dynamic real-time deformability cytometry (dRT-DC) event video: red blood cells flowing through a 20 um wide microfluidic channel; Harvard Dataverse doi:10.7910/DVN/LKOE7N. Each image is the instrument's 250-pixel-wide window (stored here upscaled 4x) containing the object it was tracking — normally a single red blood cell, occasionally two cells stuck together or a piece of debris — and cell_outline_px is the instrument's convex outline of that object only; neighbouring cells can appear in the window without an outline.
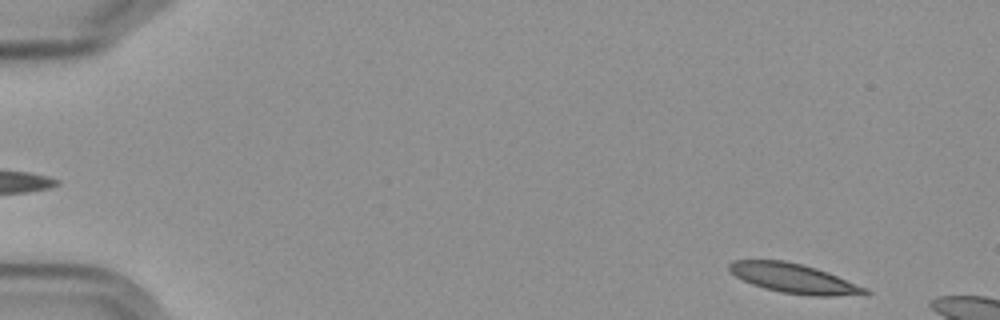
{"species": "Egyptian fruit bat (a non-hibernating species)", "species_latin": "Rousettus aegyptiacus", "temperature_condition": "cold", "stored_images_in_passage": 5, "segment_of_instrument_passage": [2, 2], "camera_frame_rate_fps": 3000, "um_per_image_px": 0.085, "frame": {"image": 1, "passage_image": 5, "time_ms": 5.0, "image_size_px": [1000, 320], "cell_outline_px": [[872, 292], [836, 296], [812, 296], [780, 292], [764, 288], [752, 284], [736, 276], [728, 268], [728, 264], [732, 260], [784, 260], [816, 268], [828, 272], [868, 288]], "centroid_in_image_um": [67.47, 23.66], "position_along_channel_um": 17.5, "area_um2": 23.18}}